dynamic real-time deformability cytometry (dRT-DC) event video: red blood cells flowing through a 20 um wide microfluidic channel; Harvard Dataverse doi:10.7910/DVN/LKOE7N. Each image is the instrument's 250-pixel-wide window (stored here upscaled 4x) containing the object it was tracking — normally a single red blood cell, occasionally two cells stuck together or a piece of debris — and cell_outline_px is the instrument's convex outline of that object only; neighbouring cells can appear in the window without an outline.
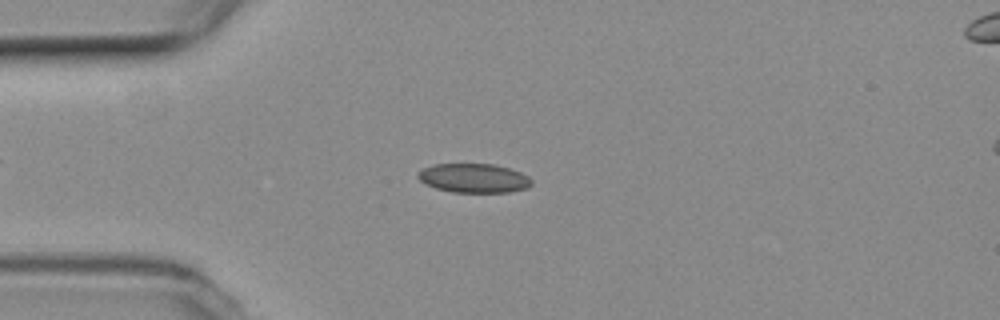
{"species": "common noctule bat (a hibernating species)", "species_latin": "Nyctalus noctula", "temperature_condition": "room temperature", "stored_images_in_passage": 46, "camera_frame_rate_fps": 3000, "um_per_image_px": 0.085, "animal": {"sex": "female", "body_mass_g": 19.3, "forearm_length_mm": 54.1}, "frame": {"image": 1, "passage_image": 6, "time_ms": 1.667, "image_size_px": [1000, 320], "cell_outline_px": [[532, 184], [528, 188], [508, 192], [452, 192], [436, 188], [420, 180], [416, 176], [416, 172], [432, 164], [496, 164], [520, 172], [528, 176], [532, 180]], "centroid_in_image_um": [40.28, 15.13], "position_along_channel_um": 44.7, "area_um2": 19.31}}
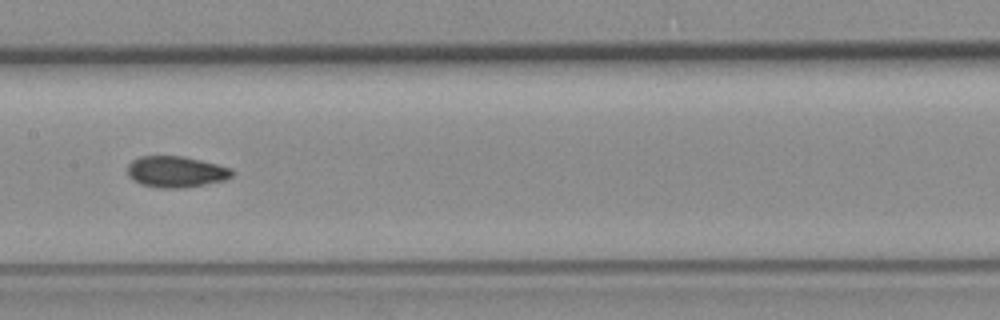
{"frame": {"image": 2, "passage_image": 19, "time_ms": 6.0, "image_size_px": [1000, 320], "cell_outline_px": [[232, 176], [224, 180], [184, 188], [160, 188], [140, 184], [128, 176], [128, 164], [132, 160], [140, 156], [184, 156], [232, 168]], "centroid_in_image_um": [14.93, 14.6], "position_along_channel_um": 192.5, "area_um2": 18.96}}
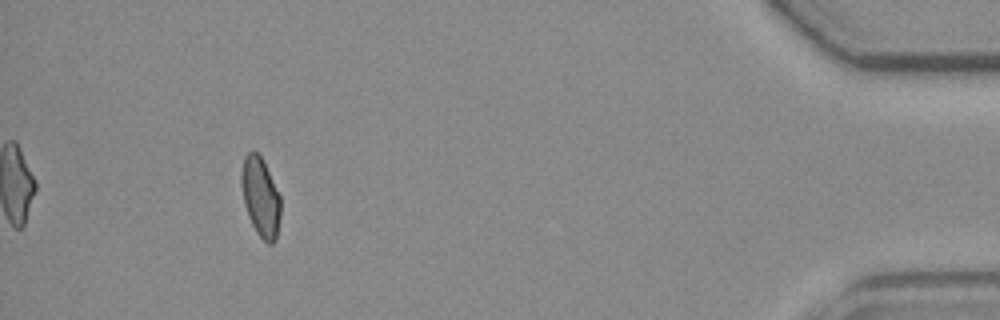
{"frame": {"image": 3, "passage_image": 42, "time_ms": 13.667, "image_size_px": [1000, 320], "cell_outline_px": [[280, 216], [276, 240], [272, 244], [268, 244], [256, 232], [248, 216], [244, 204], [240, 180], [240, 172], [244, 156], [252, 148], [260, 156], [280, 196]], "centroid_in_image_um": [22.12, 16.74], "position_along_channel_um": 413.1, "area_um2": 18.09}, "authors_computed_cell_mechanics": {"area_um2": 18.8717, "velocity_mm_per_s": 3.786, "shape_relaxation_time_tau1_ms": null, "shape_relaxation_time_tau2_ms": 2.7626, "deformation_change_tau1": null, "deformation_change_tau2": 0.064}}